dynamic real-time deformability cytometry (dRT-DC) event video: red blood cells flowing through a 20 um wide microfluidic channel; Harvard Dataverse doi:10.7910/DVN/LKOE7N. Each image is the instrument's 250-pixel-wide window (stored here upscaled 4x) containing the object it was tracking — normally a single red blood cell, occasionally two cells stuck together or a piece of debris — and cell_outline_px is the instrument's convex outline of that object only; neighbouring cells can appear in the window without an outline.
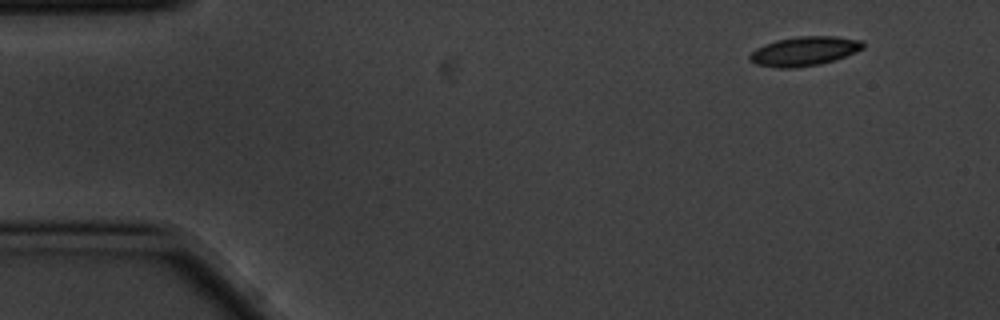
{"species": "common noctule bat (a hibernating species)", "species_latin": "Nyctalus noctula", "temperature_condition": "cold", "stored_images_in_passage": 11, "camera_frame_rate_fps": 3000, "um_per_image_px": 0.085, "animal": {"sex": "male", "body_mass_g": 20.1, "forearm_length_mm": 53.5}, "frame": {"image": 1, "passage_image": 1, "time_ms": 0.0, "image_size_px": [1000, 320], "cell_outline_px": [[864, 48], [856, 52], [820, 64], [792, 68], [776, 68], [756, 64], [748, 60], [748, 56], [756, 48], [764, 44], [776, 40], [796, 36], [836, 36], [864, 40]], "centroid_in_image_um": [68.35, 4.34], "position_along_channel_um": 16.6, "area_um2": 19.42}}
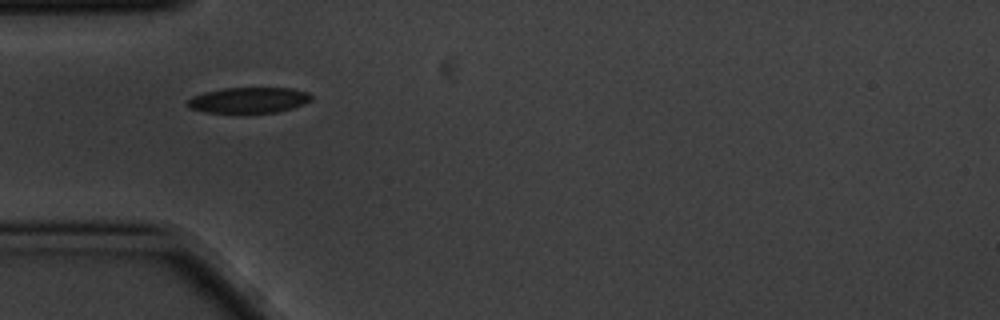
{"frame": {"image": 2, "passage_image": 4, "time_ms": 1.0, "image_size_px": [1000, 320], "cell_outline_px": [[312, 100], [304, 104], [292, 108], [276, 112], [204, 112], [192, 108], [188, 104], [188, 100], [192, 96], [204, 92], [224, 88], [292, 88], [308, 92], [312, 96]], "centroid_in_image_um": [21.18, 8.5], "position_along_channel_um": 63.8, "area_um2": 18.32}}